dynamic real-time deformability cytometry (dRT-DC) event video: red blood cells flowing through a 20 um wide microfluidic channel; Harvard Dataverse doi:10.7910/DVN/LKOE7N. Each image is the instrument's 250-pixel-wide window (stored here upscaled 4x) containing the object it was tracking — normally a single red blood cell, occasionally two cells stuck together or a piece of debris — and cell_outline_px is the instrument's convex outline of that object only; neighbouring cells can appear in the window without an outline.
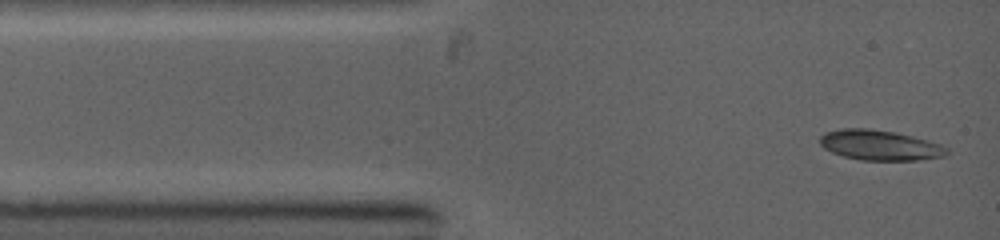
{"species": "common noctule bat (a hibernating species)", "species_latin": "Nyctalus noctula", "temperature_condition": "warm", "stored_images_in_passage": 5, "camera_frame_rate_fps": 5000, "um_per_image_px": 0.085, "animal": {"sex": "female", "body_mass_g": 19.0, "forearm_length_mm": 53.3}, "frame": {"image": 1, "passage_image": 1, "time_ms": 0.0, "image_size_px": [1000, 240], "cell_outline_px": [[948, 156], [920, 160], [860, 160], [844, 156], [832, 152], [824, 148], [820, 144], [820, 136], [824, 132], [840, 128], [868, 128], [896, 132], [928, 140], [940, 144], [948, 148]], "centroid_in_image_um": [74.8, 12.34], "position_along_channel_um": 10.2, "area_um2": 22.54}}
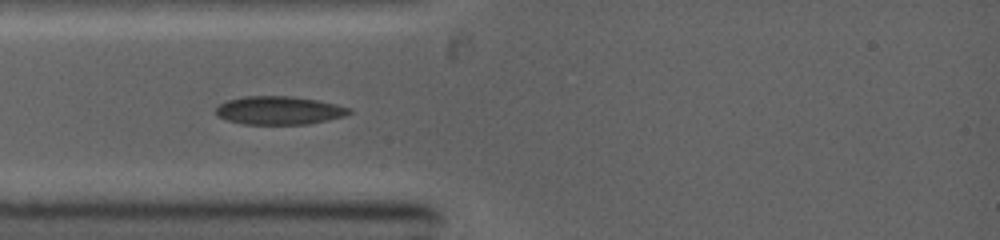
{"frame": {"image": 2, "passage_image": 3, "time_ms": 2.2, "image_size_px": [1000, 240], "cell_outline_px": [[352, 112], [344, 116], [328, 120], [308, 124], [244, 124], [228, 120], [216, 116], [216, 108], [220, 104], [228, 100], [244, 96], [292, 96], [316, 100], [336, 104], [352, 108]], "centroid_in_image_um": [23.74, 9.38], "position_along_channel_um": 61.3, "area_um2": 21.96}}
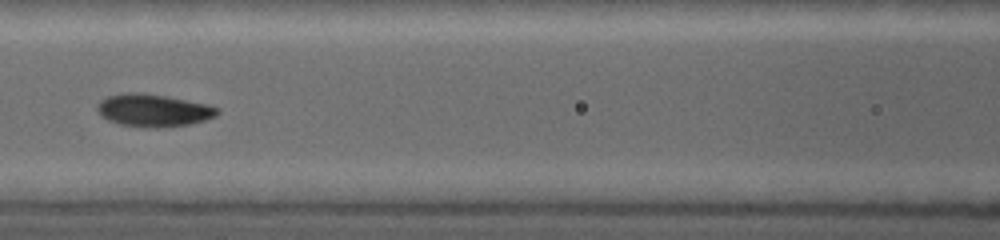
{"frame": {"image": 3, "passage_image": 5, "time_ms": 4.2, "image_size_px": [1000, 240], "cell_outline_px": [[220, 112], [216, 116], [204, 120], [188, 124], [156, 128], [144, 128], [120, 124], [108, 120], [100, 116], [96, 108], [100, 100], [108, 96], [124, 92], [140, 92], [168, 96], [208, 104], [220, 108]], "centroid_in_image_um": [13.03, 9.37], "position_along_channel_um": 153.6, "area_um2": 23.06}}